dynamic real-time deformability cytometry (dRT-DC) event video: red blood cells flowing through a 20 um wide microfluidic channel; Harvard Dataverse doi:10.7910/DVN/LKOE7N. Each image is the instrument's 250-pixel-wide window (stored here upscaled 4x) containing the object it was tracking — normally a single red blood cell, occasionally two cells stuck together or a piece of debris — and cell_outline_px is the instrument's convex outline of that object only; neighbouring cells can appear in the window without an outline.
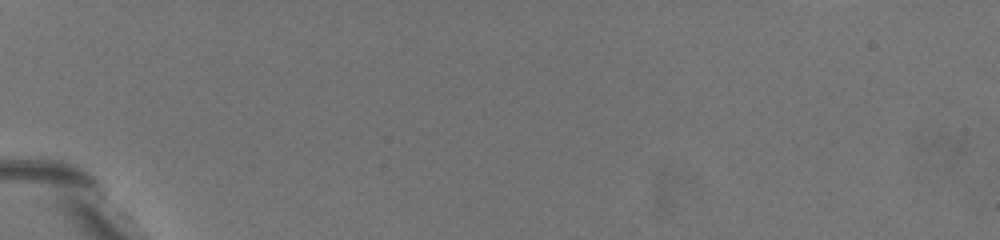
{"species": "common noctule bat (a hibernating species)", "species_latin": "Nyctalus noctula", "temperature_condition": "warm", "stored_images_in_passage": 1, "camera_frame_rate_fps": 3000, "um_per_image_px": 0.085, "animal": {"sex": "female", "body_mass_g": 19.5, "forearm_length_mm": 54.1}, "frame": {"image": 1, "passage_image": 1, "time_ms": 0.0, "image_size_px": [1000, 240], "cell_outline_px": [[184, 208], [180, 212], [172, 208], [156, 196], [116, 164], [100, 140], [104, 136], [120, 140], [144, 152], [184, 204]], "centroid_in_image_um": [12.07, 14.51], "position_along_channel_um": 72.9, "area_um2": 14.45}}